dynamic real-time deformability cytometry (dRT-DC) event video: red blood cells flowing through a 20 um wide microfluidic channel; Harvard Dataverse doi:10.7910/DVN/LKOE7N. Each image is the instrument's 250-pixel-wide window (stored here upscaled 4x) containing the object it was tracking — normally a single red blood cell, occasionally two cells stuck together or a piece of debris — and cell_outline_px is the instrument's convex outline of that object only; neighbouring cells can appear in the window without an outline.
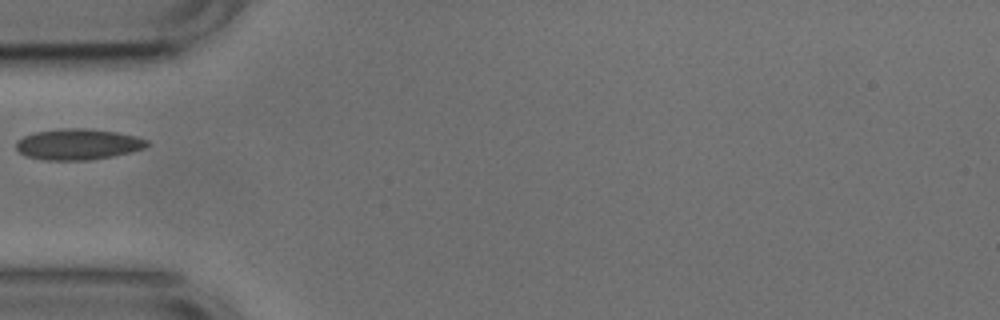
{"species": "common noctule bat (a hibernating species)", "species_latin": "Nyctalus noctula", "temperature_condition": "cold", "stored_images_in_passage": 29, "camera_frame_rate_fps": 3000, "um_per_image_px": 0.085, "animal": {"sex": "male", "body_mass_g": 17.9, "forearm_length_mm": 54.2}, "frame": {"image": 1, "passage_image": 1, "time_ms": 0.0, "image_size_px": [1000, 320], "cell_outline_px": [[148, 144], [144, 148], [112, 156], [88, 160], [44, 160], [28, 156], [20, 152], [16, 148], [16, 140], [24, 136], [36, 132], [60, 128], [84, 128], [116, 132], [136, 136], [148, 140]], "centroid_in_image_um": [6.61, 12.26], "position_along_channel_um": 78.4, "area_um2": 23.41}}
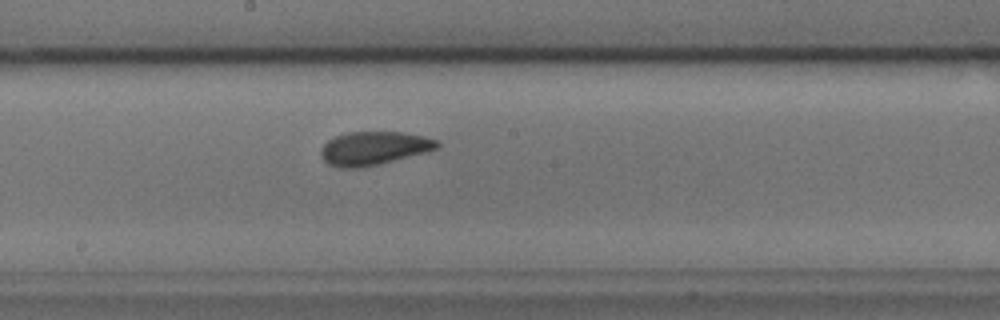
{"frame": {"image": 2, "passage_image": 12, "time_ms": 3.667, "image_size_px": [1000, 320], "cell_outline_px": [[440, 144], [436, 148], [428, 152], [380, 164], [360, 168], [340, 168], [328, 164], [320, 156], [320, 148], [328, 140], [336, 136], [348, 132], [400, 132], [424, 136], [440, 140]], "centroid_in_image_um": [31.78, 12.61], "position_along_channel_um": 216.4, "area_um2": 22.89}}